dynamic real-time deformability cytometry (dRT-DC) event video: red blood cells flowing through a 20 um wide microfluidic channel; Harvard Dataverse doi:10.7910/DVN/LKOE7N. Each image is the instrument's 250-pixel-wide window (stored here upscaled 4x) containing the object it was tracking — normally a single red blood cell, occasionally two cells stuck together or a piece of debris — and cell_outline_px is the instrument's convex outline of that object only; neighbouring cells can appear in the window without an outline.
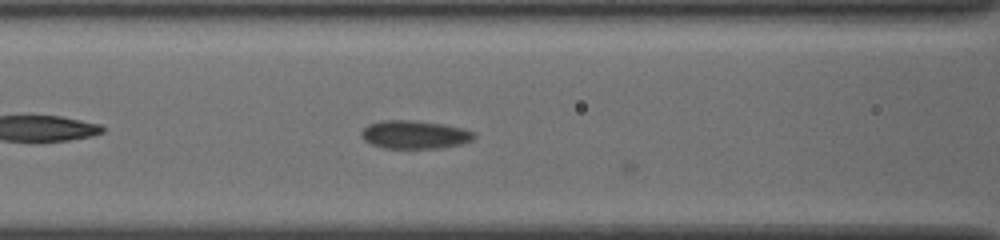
{"species": "common noctule bat (a hibernating species)", "species_latin": "Nyctalus noctula", "temperature_condition": "cold", "stored_images_in_passage": 9, "camera_frame_rate_fps": 3000, "um_per_image_px": 0.085, "animal": {"sex": "female", "body_mass_g": 19.5, "forearm_length_mm": 54.1}, "frame": {"image": 1, "passage_image": 8, "time_ms": 2.333, "image_size_px": [1000, 240], "cell_outline_px": [[476, 136], [472, 140], [460, 144], [444, 148], [384, 148], [368, 144], [360, 136], [360, 132], [368, 124], [380, 120], [412, 120], [444, 124], [460, 128], [472, 132]], "centroid_in_image_um": [35.18, 11.44], "position_along_channel_um": 131.4, "area_um2": 18.67}}